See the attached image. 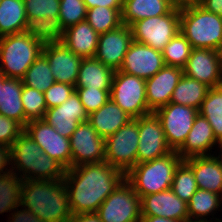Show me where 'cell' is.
<instances>
[{"label":"cell","mask_w":222,"mask_h":222,"mask_svg":"<svg viewBox=\"0 0 222 222\" xmlns=\"http://www.w3.org/2000/svg\"><path fill=\"white\" fill-rule=\"evenodd\" d=\"M193 169L183 160L175 171V177L171 190L182 201L188 203L192 195L197 191Z\"/></svg>","instance_id":"74e56055"},{"label":"cell","mask_w":222,"mask_h":222,"mask_svg":"<svg viewBox=\"0 0 222 222\" xmlns=\"http://www.w3.org/2000/svg\"><path fill=\"white\" fill-rule=\"evenodd\" d=\"M7 77L0 72V89L2 88L3 85V81L6 79Z\"/></svg>","instance_id":"11a10c76"},{"label":"cell","mask_w":222,"mask_h":222,"mask_svg":"<svg viewBox=\"0 0 222 222\" xmlns=\"http://www.w3.org/2000/svg\"><path fill=\"white\" fill-rule=\"evenodd\" d=\"M200 6L206 11L222 16V0H202Z\"/></svg>","instance_id":"c3c4849f"},{"label":"cell","mask_w":222,"mask_h":222,"mask_svg":"<svg viewBox=\"0 0 222 222\" xmlns=\"http://www.w3.org/2000/svg\"><path fill=\"white\" fill-rule=\"evenodd\" d=\"M121 13L122 10L96 6L87 9L85 20L98 34H101L115 30L123 25Z\"/></svg>","instance_id":"e575fe53"},{"label":"cell","mask_w":222,"mask_h":222,"mask_svg":"<svg viewBox=\"0 0 222 222\" xmlns=\"http://www.w3.org/2000/svg\"><path fill=\"white\" fill-rule=\"evenodd\" d=\"M170 0H123L122 24L133 23L169 13L173 9Z\"/></svg>","instance_id":"4316f807"},{"label":"cell","mask_w":222,"mask_h":222,"mask_svg":"<svg viewBox=\"0 0 222 222\" xmlns=\"http://www.w3.org/2000/svg\"><path fill=\"white\" fill-rule=\"evenodd\" d=\"M27 18L59 16L60 0H23Z\"/></svg>","instance_id":"60d3db41"},{"label":"cell","mask_w":222,"mask_h":222,"mask_svg":"<svg viewBox=\"0 0 222 222\" xmlns=\"http://www.w3.org/2000/svg\"><path fill=\"white\" fill-rule=\"evenodd\" d=\"M183 161L177 151H172L152 161L136 164L125 179L133 186L140 198L152 193L171 189L175 171Z\"/></svg>","instance_id":"277c9868"},{"label":"cell","mask_w":222,"mask_h":222,"mask_svg":"<svg viewBox=\"0 0 222 222\" xmlns=\"http://www.w3.org/2000/svg\"><path fill=\"white\" fill-rule=\"evenodd\" d=\"M217 143L220 142L216 139L210 123L205 117L198 114L186 141L177 150V153L183 160L192 157L210 156V150L217 146Z\"/></svg>","instance_id":"7402d4cb"},{"label":"cell","mask_w":222,"mask_h":222,"mask_svg":"<svg viewBox=\"0 0 222 222\" xmlns=\"http://www.w3.org/2000/svg\"><path fill=\"white\" fill-rule=\"evenodd\" d=\"M139 118L105 138V161L127 174L137 164Z\"/></svg>","instance_id":"52a82bcc"},{"label":"cell","mask_w":222,"mask_h":222,"mask_svg":"<svg viewBox=\"0 0 222 222\" xmlns=\"http://www.w3.org/2000/svg\"><path fill=\"white\" fill-rule=\"evenodd\" d=\"M218 54H219V61H220V66H221V70H222V45L218 49Z\"/></svg>","instance_id":"db71d44e"},{"label":"cell","mask_w":222,"mask_h":222,"mask_svg":"<svg viewBox=\"0 0 222 222\" xmlns=\"http://www.w3.org/2000/svg\"><path fill=\"white\" fill-rule=\"evenodd\" d=\"M182 76V68L164 66L153 77L145 80L147 106L151 112L170 103L173 91Z\"/></svg>","instance_id":"ffe728a7"},{"label":"cell","mask_w":222,"mask_h":222,"mask_svg":"<svg viewBox=\"0 0 222 222\" xmlns=\"http://www.w3.org/2000/svg\"><path fill=\"white\" fill-rule=\"evenodd\" d=\"M220 198H221V201H222V190H221V193H220Z\"/></svg>","instance_id":"680465c9"},{"label":"cell","mask_w":222,"mask_h":222,"mask_svg":"<svg viewBox=\"0 0 222 222\" xmlns=\"http://www.w3.org/2000/svg\"><path fill=\"white\" fill-rule=\"evenodd\" d=\"M87 9L93 7H108L116 10L123 9V0H83Z\"/></svg>","instance_id":"bcb514c9"},{"label":"cell","mask_w":222,"mask_h":222,"mask_svg":"<svg viewBox=\"0 0 222 222\" xmlns=\"http://www.w3.org/2000/svg\"><path fill=\"white\" fill-rule=\"evenodd\" d=\"M172 151L156 114L152 112L139 117L137 164L152 161Z\"/></svg>","instance_id":"5bb4252c"},{"label":"cell","mask_w":222,"mask_h":222,"mask_svg":"<svg viewBox=\"0 0 222 222\" xmlns=\"http://www.w3.org/2000/svg\"><path fill=\"white\" fill-rule=\"evenodd\" d=\"M43 119L61 136L70 138L79 123L88 121V114L75 91L63 104L47 109Z\"/></svg>","instance_id":"d6986e66"},{"label":"cell","mask_w":222,"mask_h":222,"mask_svg":"<svg viewBox=\"0 0 222 222\" xmlns=\"http://www.w3.org/2000/svg\"><path fill=\"white\" fill-rule=\"evenodd\" d=\"M184 222H210V219L209 220L208 219L207 220H191V219H188Z\"/></svg>","instance_id":"9f6ffc18"},{"label":"cell","mask_w":222,"mask_h":222,"mask_svg":"<svg viewBox=\"0 0 222 222\" xmlns=\"http://www.w3.org/2000/svg\"><path fill=\"white\" fill-rule=\"evenodd\" d=\"M42 54L47 58L56 82L75 86L83 59L81 56L76 55L62 42L45 44Z\"/></svg>","instance_id":"e0dca14e"},{"label":"cell","mask_w":222,"mask_h":222,"mask_svg":"<svg viewBox=\"0 0 222 222\" xmlns=\"http://www.w3.org/2000/svg\"><path fill=\"white\" fill-rule=\"evenodd\" d=\"M132 41L131 28L124 24L115 30L101 33L94 57L115 71L119 70Z\"/></svg>","instance_id":"ac0fdd59"},{"label":"cell","mask_w":222,"mask_h":222,"mask_svg":"<svg viewBox=\"0 0 222 222\" xmlns=\"http://www.w3.org/2000/svg\"><path fill=\"white\" fill-rule=\"evenodd\" d=\"M174 8L182 9L190 6L200 5L202 0H170Z\"/></svg>","instance_id":"f907efd6"},{"label":"cell","mask_w":222,"mask_h":222,"mask_svg":"<svg viewBox=\"0 0 222 222\" xmlns=\"http://www.w3.org/2000/svg\"><path fill=\"white\" fill-rule=\"evenodd\" d=\"M73 92H75V86L55 81L44 92L47 109L63 104Z\"/></svg>","instance_id":"7bdbcfd3"},{"label":"cell","mask_w":222,"mask_h":222,"mask_svg":"<svg viewBox=\"0 0 222 222\" xmlns=\"http://www.w3.org/2000/svg\"><path fill=\"white\" fill-rule=\"evenodd\" d=\"M221 204L220 195L207 190L197 189L187 203L189 219L207 220L205 217L215 213L214 211H217Z\"/></svg>","instance_id":"836d02e7"},{"label":"cell","mask_w":222,"mask_h":222,"mask_svg":"<svg viewBox=\"0 0 222 222\" xmlns=\"http://www.w3.org/2000/svg\"><path fill=\"white\" fill-rule=\"evenodd\" d=\"M132 119L111 99L97 111L88 115V122L104 139L117 132Z\"/></svg>","instance_id":"484cf974"},{"label":"cell","mask_w":222,"mask_h":222,"mask_svg":"<svg viewBox=\"0 0 222 222\" xmlns=\"http://www.w3.org/2000/svg\"><path fill=\"white\" fill-rule=\"evenodd\" d=\"M183 74L210 88L222 85L218 51L203 48L192 49L186 66L183 68Z\"/></svg>","instance_id":"2e32d148"},{"label":"cell","mask_w":222,"mask_h":222,"mask_svg":"<svg viewBox=\"0 0 222 222\" xmlns=\"http://www.w3.org/2000/svg\"><path fill=\"white\" fill-rule=\"evenodd\" d=\"M99 35L86 21L67 27L61 42L82 58L94 57Z\"/></svg>","instance_id":"603a6c76"},{"label":"cell","mask_w":222,"mask_h":222,"mask_svg":"<svg viewBox=\"0 0 222 222\" xmlns=\"http://www.w3.org/2000/svg\"><path fill=\"white\" fill-rule=\"evenodd\" d=\"M184 161L193 169L198 189L220 195L222 190V168L214 158V154L192 157Z\"/></svg>","instance_id":"d4e9b609"},{"label":"cell","mask_w":222,"mask_h":222,"mask_svg":"<svg viewBox=\"0 0 222 222\" xmlns=\"http://www.w3.org/2000/svg\"><path fill=\"white\" fill-rule=\"evenodd\" d=\"M69 139L71 167L105 161V139L88 121L79 123Z\"/></svg>","instance_id":"4fadbf2b"},{"label":"cell","mask_w":222,"mask_h":222,"mask_svg":"<svg viewBox=\"0 0 222 222\" xmlns=\"http://www.w3.org/2000/svg\"><path fill=\"white\" fill-rule=\"evenodd\" d=\"M87 7L83 0H60L59 18L64 30L86 19Z\"/></svg>","instance_id":"ab89813d"},{"label":"cell","mask_w":222,"mask_h":222,"mask_svg":"<svg viewBox=\"0 0 222 222\" xmlns=\"http://www.w3.org/2000/svg\"><path fill=\"white\" fill-rule=\"evenodd\" d=\"M23 131L24 127L19 122L0 114V145L10 148Z\"/></svg>","instance_id":"ee69618b"},{"label":"cell","mask_w":222,"mask_h":222,"mask_svg":"<svg viewBox=\"0 0 222 222\" xmlns=\"http://www.w3.org/2000/svg\"><path fill=\"white\" fill-rule=\"evenodd\" d=\"M102 222H140L141 198L124 179L96 212Z\"/></svg>","instance_id":"30bf717a"},{"label":"cell","mask_w":222,"mask_h":222,"mask_svg":"<svg viewBox=\"0 0 222 222\" xmlns=\"http://www.w3.org/2000/svg\"><path fill=\"white\" fill-rule=\"evenodd\" d=\"M198 112L210 123L216 139L222 142V85L209 89Z\"/></svg>","instance_id":"1f68e13d"},{"label":"cell","mask_w":222,"mask_h":222,"mask_svg":"<svg viewBox=\"0 0 222 222\" xmlns=\"http://www.w3.org/2000/svg\"><path fill=\"white\" fill-rule=\"evenodd\" d=\"M110 99L133 119L152 113L147 106L146 82L138 76L116 70Z\"/></svg>","instance_id":"9c48e42d"},{"label":"cell","mask_w":222,"mask_h":222,"mask_svg":"<svg viewBox=\"0 0 222 222\" xmlns=\"http://www.w3.org/2000/svg\"><path fill=\"white\" fill-rule=\"evenodd\" d=\"M43 45L61 42L64 28L61 25L59 16L50 18H27L25 31Z\"/></svg>","instance_id":"f546056e"},{"label":"cell","mask_w":222,"mask_h":222,"mask_svg":"<svg viewBox=\"0 0 222 222\" xmlns=\"http://www.w3.org/2000/svg\"><path fill=\"white\" fill-rule=\"evenodd\" d=\"M17 209V210H16ZM22 209V210H21ZM19 210L18 207L11 213L8 222H44L37 215L33 214L29 209L22 208ZM12 219V220H11Z\"/></svg>","instance_id":"f6af8a7d"},{"label":"cell","mask_w":222,"mask_h":222,"mask_svg":"<svg viewBox=\"0 0 222 222\" xmlns=\"http://www.w3.org/2000/svg\"><path fill=\"white\" fill-rule=\"evenodd\" d=\"M124 179L125 174L106 161L67 169L63 180L72 215L97 212Z\"/></svg>","instance_id":"6da1fadb"},{"label":"cell","mask_w":222,"mask_h":222,"mask_svg":"<svg viewBox=\"0 0 222 222\" xmlns=\"http://www.w3.org/2000/svg\"><path fill=\"white\" fill-rule=\"evenodd\" d=\"M22 79L6 78L0 89V114L19 122L25 127V113L22 103Z\"/></svg>","instance_id":"83f0119b"},{"label":"cell","mask_w":222,"mask_h":222,"mask_svg":"<svg viewBox=\"0 0 222 222\" xmlns=\"http://www.w3.org/2000/svg\"><path fill=\"white\" fill-rule=\"evenodd\" d=\"M70 222H102L96 212L73 214Z\"/></svg>","instance_id":"681fc988"},{"label":"cell","mask_w":222,"mask_h":222,"mask_svg":"<svg viewBox=\"0 0 222 222\" xmlns=\"http://www.w3.org/2000/svg\"><path fill=\"white\" fill-rule=\"evenodd\" d=\"M217 147L220 148L219 151H221V153L219 152V155L214 156V158L218 161L220 167L222 168V142H220Z\"/></svg>","instance_id":"f5cc1de1"},{"label":"cell","mask_w":222,"mask_h":222,"mask_svg":"<svg viewBox=\"0 0 222 222\" xmlns=\"http://www.w3.org/2000/svg\"><path fill=\"white\" fill-rule=\"evenodd\" d=\"M180 32L193 49H214L222 45V16L200 5L180 9Z\"/></svg>","instance_id":"5b68a950"},{"label":"cell","mask_w":222,"mask_h":222,"mask_svg":"<svg viewBox=\"0 0 222 222\" xmlns=\"http://www.w3.org/2000/svg\"><path fill=\"white\" fill-rule=\"evenodd\" d=\"M164 66L161 51L133 40L119 71L147 80Z\"/></svg>","instance_id":"9a60e30c"},{"label":"cell","mask_w":222,"mask_h":222,"mask_svg":"<svg viewBox=\"0 0 222 222\" xmlns=\"http://www.w3.org/2000/svg\"><path fill=\"white\" fill-rule=\"evenodd\" d=\"M24 86L45 92L55 82L52 71L50 70L47 58L41 55L26 70L25 76L22 78Z\"/></svg>","instance_id":"d590c367"},{"label":"cell","mask_w":222,"mask_h":222,"mask_svg":"<svg viewBox=\"0 0 222 222\" xmlns=\"http://www.w3.org/2000/svg\"><path fill=\"white\" fill-rule=\"evenodd\" d=\"M24 131L50 158L55 159L66 170L71 168L70 139L61 136L44 119L29 121Z\"/></svg>","instance_id":"7c38bea8"},{"label":"cell","mask_w":222,"mask_h":222,"mask_svg":"<svg viewBox=\"0 0 222 222\" xmlns=\"http://www.w3.org/2000/svg\"><path fill=\"white\" fill-rule=\"evenodd\" d=\"M43 44L26 32L0 37V72L7 78L22 79L41 55Z\"/></svg>","instance_id":"8992f818"},{"label":"cell","mask_w":222,"mask_h":222,"mask_svg":"<svg viewBox=\"0 0 222 222\" xmlns=\"http://www.w3.org/2000/svg\"><path fill=\"white\" fill-rule=\"evenodd\" d=\"M22 182L13 171L0 175V214L21 207Z\"/></svg>","instance_id":"d6a6232c"},{"label":"cell","mask_w":222,"mask_h":222,"mask_svg":"<svg viewBox=\"0 0 222 222\" xmlns=\"http://www.w3.org/2000/svg\"><path fill=\"white\" fill-rule=\"evenodd\" d=\"M21 99L25 113V125L29 121L44 118L47 105L43 92L23 85Z\"/></svg>","instance_id":"f35d334b"},{"label":"cell","mask_w":222,"mask_h":222,"mask_svg":"<svg viewBox=\"0 0 222 222\" xmlns=\"http://www.w3.org/2000/svg\"><path fill=\"white\" fill-rule=\"evenodd\" d=\"M141 216H157L178 221L189 219L187 203L169 189L141 198Z\"/></svg>","instance_id":"44dd1931"},{"label":"cell","mask_w":222,"mask_h":222,"mask_svg":"<svg viewBox=\"0 0 222 222\" xmlns=\"http://www.w3.org/2000/svg\"><path fill=\"white\" fill-rule=\"evenodd\" d=\"M26 23L23 0L0 1V37L24 32Z\"/></svg>","instance_id":"f1b7e54d"},{"label":"cell","mask_w":222,"mask_h":222,"mask_svg":"<svg viewBox=\"0 0 222 222\" xmlns=\"http://www.w3.org/2000/svg\"><path fill=\"white\" fill-rule=\"evenodd\" d=\"M21 206L44 222H70L72 217L63 179L23 180Z\"/></svg>","instance_id":"7a4b0ae2"},{"label":"cell","mask_w":222,"mask_h":222,"mask_svg":"<svg viewBox=\"0 0 222 222\" xmlns=\"http://www.w3.org/2000/svg\"><path fill=\"white\" fill-rule=\"evenodd\" d=\"M216 220H210V222H213V221H216V222H222L221 220H220V218L219 219H217V218H215Z\"/></svg>","instance_id":"6f0895ef"},{"label":"cell","mask_w":222,"mask_h":222,"mask_svg":"<svg viewBox=\"0 0 222 222\" xmlns=\"http://www.w3.org/2000/svg\"><path fill=\"white\" fill-rule=\"evenodd\" d=\"M130 28L134 41L162 52L170 40L180 31V9L173 8L165 15L139 20L133 23Z\"/></svg>","instance_id":"ba28073f"},{"label":"cell","mask_w":222,"mask_h":222,"mask_svg":"<svg viewBox=\"0 0 222 222\" xmlns=\"http://www.w3.org/2000/svg\"><path fill=\"white\" fill-rule=\"evenodd\" d=\"M209 89L210 87L207 85L186 77L183 74L173 91L170 102L193 107L199 110Z\"/></svg>","instance_id":"4dcf8cb0"},{"label":"cell","mask_w":222,"mask_h":222,"mask_svg":"<svg viewBox=\"0 0 222 222\" xmlns=\"http://www.w3.org/2000/svg\"><path fill=\"white\" fill-rule=\"evenodd\" d=\"M161 121L165 138L174 151H177L186 141L198 109L176 103H169L154 112Z\"/></svg>","instance_id":"8fae6325"},{"label":"cell","mask_w":222,"mask_h":222,"mask_svg":"<svg viewBox=\"0 0 222 222\" xmlns=\"http://www.w3.org/2000/svg\"><path fill=\"white\" fill-rule=\"evenodd\" d=\"M115 70L95 57L83 58L75 88L102 89L111 91Z\"/></svg>","instance_id":"cb8c5ba5"},{"label":"cell","mask_w":222,"mask_h":222,"mask_svg":"<svg viewBox=\"0 0 222 222\" xmlns=\"http://www.w3.org/2000/svg\"><path fill=\"white\" fill-rule=\"evenodd\" d=\"M75 91L88 115L97 111L110 99V92L108 90L75 88Z\"/></svg>","instance_id":"b9f144b4"},{"label":"cell","mask_w":222,"mask_h":222,"mask_svg":"<svg viewBox=\"0 0 222 222\" xmlns=\"http://www.w3.org/2000/svg\"><path fill=\"white\" fill-rule=\"evenodd\" d=\"M192 46L179 31L162 51L165 66L184 68L192 52Z\"/></svg>","instance_id":"8d00e7d4"},{"label":"cell","mask_w":222,"mask_h":222,"mask_svg":"<svg viewBox=\"0 0 222 222\" xmlns=\"http://www.w3.org/2000/svg\"><path fill=\"white\" fill-rule=\"evenodd\" d=\"M140 222H184L157 216H141Z\"/></svg>","instance_id":"816d5d0a"},{"label":"cell","mask_w":222,"mask_h":222,"mask_svg":"<svg viewBox=\"0 0 222 222\" xmlns=\"http://www.w3.org/2000/svg\"><path fill=\"white\" fill-rule=\"evenodd\" d=\"M10 156L11 171L14 173L18 171L16 174L22 180H60L64 178L66 169L43 152L25 131L10 146Z\"/></svg>","instance_id":"3957f363"},{"label":"cell","mask_w":222,"mask_h":222,"mask_svg":"<svg viewBox=\"0 0 222 222\" xmlns=\"http://www.w3.org/2000/svg\"><path fill=\"white\" fill-rule=\"evenodd\" d=\"M11 156L10 148L4 145H0V175L11 171ZM9 167V169L7 167Z\"/></svg>","instance_id":"7dc6e473"}]
</instances>
